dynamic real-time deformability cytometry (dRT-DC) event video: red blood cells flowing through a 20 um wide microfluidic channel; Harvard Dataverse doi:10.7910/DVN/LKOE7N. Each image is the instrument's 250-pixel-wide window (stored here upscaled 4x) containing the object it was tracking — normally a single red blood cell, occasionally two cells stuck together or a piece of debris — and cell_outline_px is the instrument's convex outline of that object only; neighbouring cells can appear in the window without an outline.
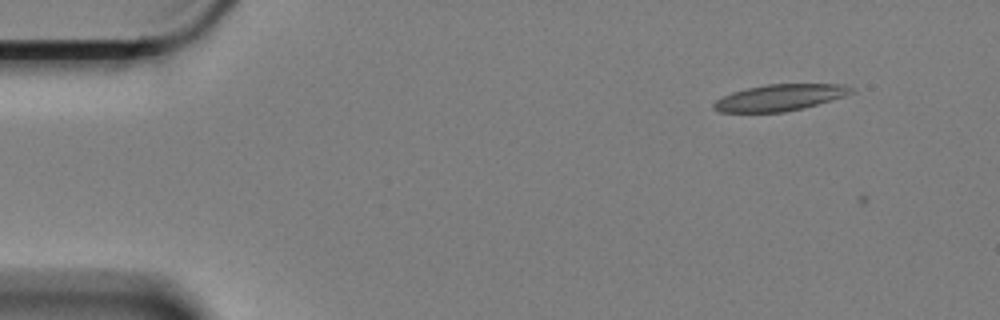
{"species": "Egyptian fruit bat (a non-hibernating species)", "species_latin": "Rousettus aegyptiacus", "temperature_condition": "cold", "stored_images_in_passage": 4, "camera_frame_rate_fps": 3000, "um_per_image_px": 0.085, "animal": {"sex": "female"}, "frame": {"image": 1, "passage_image": 2, "time_ms": 0.333, "image_size_px": [1000, 320], "cell_outline_px": [[856, 88], [852, 92], [844, 96], [816, 104], [784, 112], [720, 112], [712, 108], [712, 104], [716, 100], [732, 92], [748, 88], [768, 84], [844, 84]], "centroid_in_image_um": [66.28, 8.28], "position_along_channel_um": 18.7, "area_um2": 20.92}}